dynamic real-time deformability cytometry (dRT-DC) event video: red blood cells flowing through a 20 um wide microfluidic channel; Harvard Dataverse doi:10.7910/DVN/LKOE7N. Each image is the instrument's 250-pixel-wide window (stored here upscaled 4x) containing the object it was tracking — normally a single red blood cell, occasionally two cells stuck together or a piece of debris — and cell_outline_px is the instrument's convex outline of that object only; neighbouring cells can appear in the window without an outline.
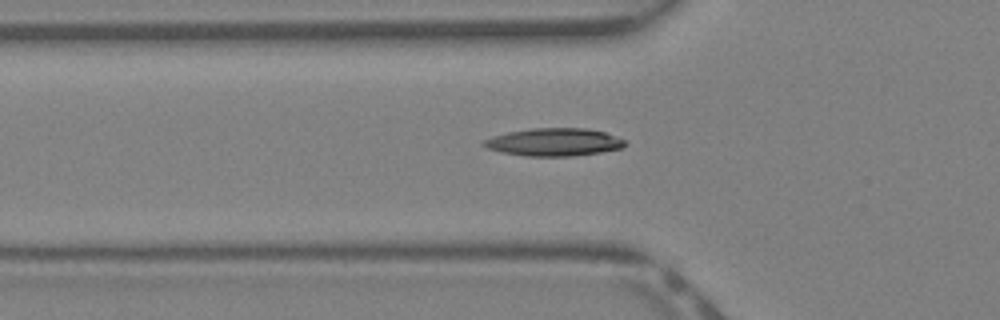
{"species": "Egyptian fruit bat (a non-hibernating species)", "species_latin": "Rousettus aegyptiacus", "temperature_condition": "warm", "stored_images_in_passage": 28, "camera_frame_rate_fps": 3000, "um_per_image_px": 0.085, "animal": {"sex": "female"}, "frame": {"image": 1, "passage_image": 2, "time_ms": 0.333, "image_size_px": [1000, 320], "cell_outline_px": [[628, 144], [624, 148], [600, 152], [572, 156], [528, 156], [504, 152], [488, 148], [480, 144], [484, 140], [492, 136], [508, 132], [532, 128], [588, 128], [604, 132], [616, 136], [624, 140]], "centroid_in_image_um": [47.13, 12.07], "position_along_channel_um": 78.7, "area_um2": 22.83}}
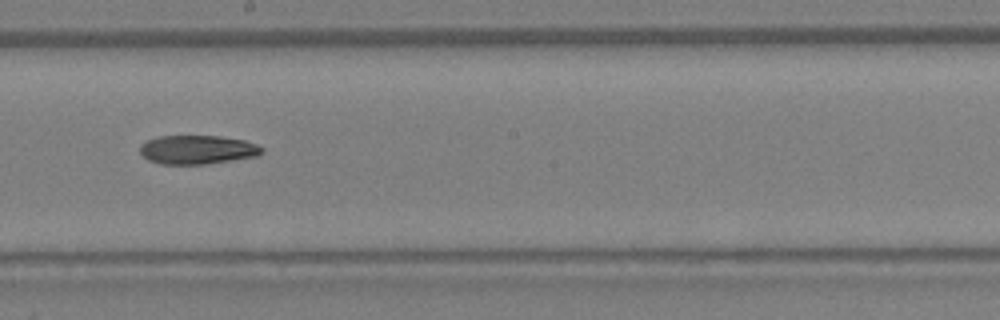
{"frame": {"image": 2, "passage_image": 11, "time_ms": 3.333, "image_size_px": [1000, 320], "cell_outline_px": [[264, 152], [256, 156], [204, 164], [160, 164], [148, 160], [140, 152], [140, 144], [156, 136], [220, 136], [244, 140], [256, 144], [264, 148]], "centroid_in_image_um": [16.76, 12.72], "position_along_channel_um": 231.4, "area_um2": 20.46}}
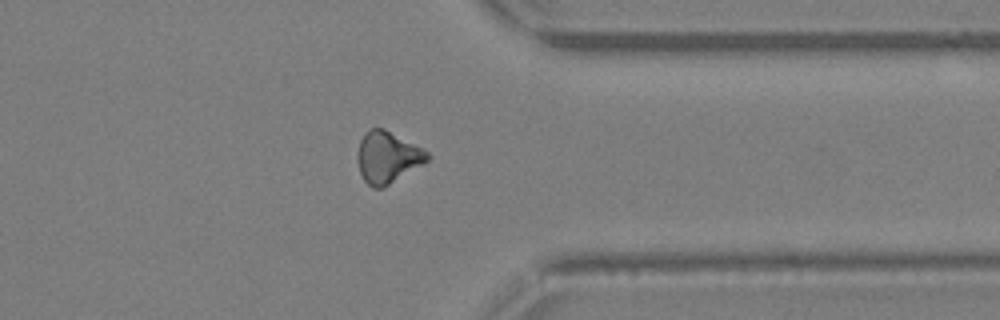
{"frame": {"image": 3, "passage_image": 20, "time_ms": 6.333, "image_size_px": [1000, 320], "cell_outline_px": [[432, 156], [424, 164], [384, 188], [372, 188], [364, 180], [360, 172], [356, 160], [356, 156], [360, 140], [364, 132], [368, 128], [384, 128], [424, 148]], "centroid_in_image_um": [32.94, 13.36], "position_along_channel_um": 378.5, "area_um2": 21.5}}